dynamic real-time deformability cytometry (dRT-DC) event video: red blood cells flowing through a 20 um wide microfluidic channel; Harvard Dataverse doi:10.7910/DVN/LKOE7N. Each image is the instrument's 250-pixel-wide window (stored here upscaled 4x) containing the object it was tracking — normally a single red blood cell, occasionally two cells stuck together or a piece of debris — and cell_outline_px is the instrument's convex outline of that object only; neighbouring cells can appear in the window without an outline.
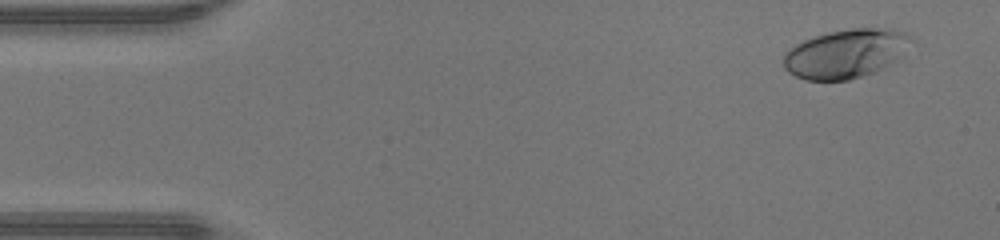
{"species": "human", "species_latin": "Homo sapiens", "temperature_condition": "warm", "stored_images_in_passage": 47, "camera_frame_rate_fps": 3000, "um_per_image_px": 0.085, "donor": {"sex": "male"}, "frame": {"image": 1, "passage_image": 3, "time_ms": 0.667, "image_size_px": [1000, 240], "cell_outline_px": [[908, 36], [900, 56], [876, 72], [848, 80], [804, 80], [788, 72], [784, 68], [784, 52], [796, 44], [804, 40], [828, 32], [852, 28], [892, 28], [904, 32]], "centroid_in_image_um": [71.79, 4.56], "position_along_channel_um": 13.2, "area_um2": 35.66}}
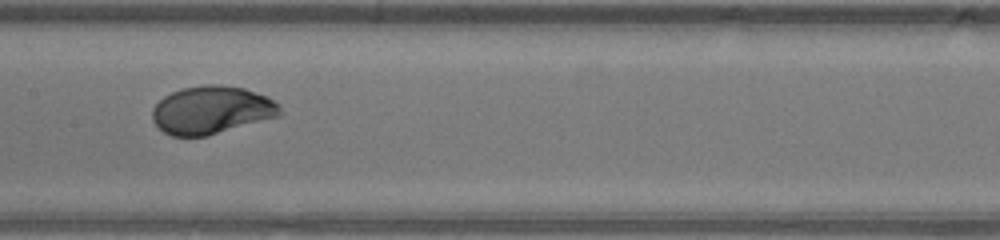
{"frame": {"image": 2, "passage_image": 23, "time_ms": 7.333, "image_size_px": [1000, 240], "cell_outline_px": [[284, 112], [280, 116], [208, 136], [172, 136], [164, 132], [152, 120], [152, 108], [164, 96], [172, 92], [184, 88], [204, 84], [220, 84], [244, 88], [268, 96], [280, 104]], "centroid_in_image_um": [18.03, 9.35], "position_along_channel_um": 189.4, "area_um2": 36.01}}
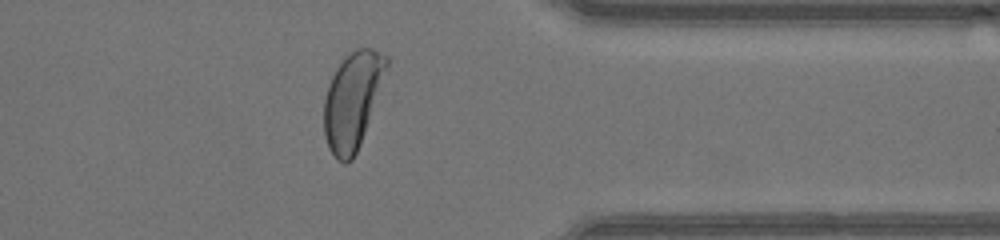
{"frame": {"image": 3, "passage_image": 37, "time_ms": 12.0, "image_size_px": [1000, 240], "cell_outline_px": [[388, 64], [360, 144], [352, 160], [344, 164], [336, 160], [328, 148], [324, 136], [324, 100], [332, 76], [336, 68], [356, 48], [372, 48], [388, 56]], "centroid_in_image_um": [29.93, 8.57], "position_along_channel_um": 381.5, "area_um2": 34.45}, "authors_computed_cell_mechanics": {"area_um2": 35.4892, "velocity_mm_per_s": 4.3912, "shape_relaxation_time_tau1_ms": 2.9091, "shape_relaxation_time_tau2_ms": null, "deformation_change_tau1": 0.1921, "deformation_change_tau2": null}}